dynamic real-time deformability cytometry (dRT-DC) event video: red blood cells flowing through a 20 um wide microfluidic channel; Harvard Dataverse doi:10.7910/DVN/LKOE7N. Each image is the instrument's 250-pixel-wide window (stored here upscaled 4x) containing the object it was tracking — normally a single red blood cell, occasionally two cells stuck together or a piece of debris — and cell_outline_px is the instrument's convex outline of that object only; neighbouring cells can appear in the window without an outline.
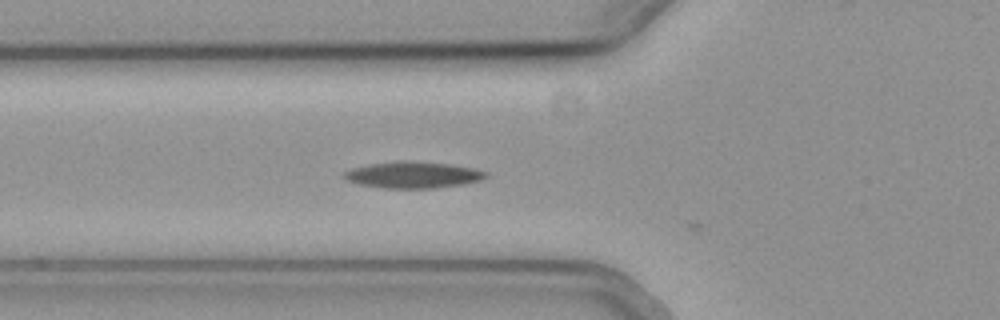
{"species": "common noctule bat (a hibernating species)", "species_latin": "Nyctalus noctula", "temperature_condition": "cold", "stored_images_in_passage": 30, "camera_frame_rate_fps": 3000, "um_per_image_px": 0.085, "animal": {"sex": "female", "body_mass_g": 19.3, "forearm_length_mm": 54.1}, "frame": {"image": 1, "passage_image": 3, "time_ms": 0.667, "image_size_px": [1000, 320], "cell_outline_px": [[488, 176], [480, 180], [464, 184], [432, 188], [384, 188], [360, 184], [348, 180], [340, 176], [344, 172], [352, 168], [368, 164], [400, 160], [448, 164], [476, 168], [488, 172]], "centroid_in_image_um": [35.11, 14.86], "position_along_channel_um": 90.7, "area_um2": 21.85}}
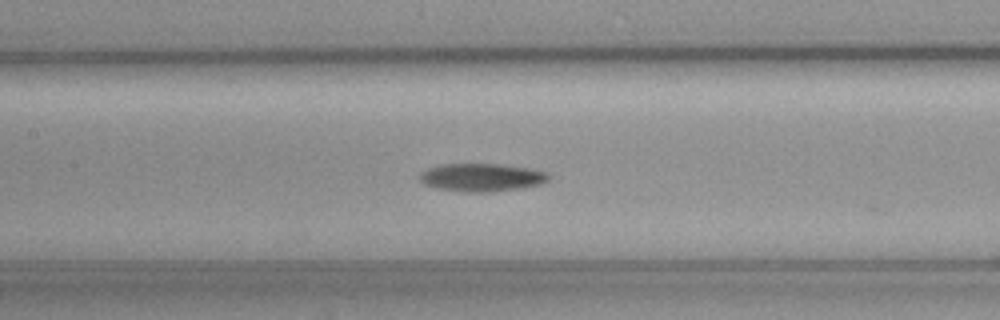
{"frame": {"image": 2, "passage_image": 9, "time_ms": 2.667, "image_size_px": [1000, 320], "cell_outline_px": [[552, 176], [548, 180], [540, 184], [520, 188], [488, 192], [468, 192], [440, 188], [424, 184], [420, 180], [420, 172], [428, 168], [444, 164], [500, 164], [528, 168], [548, 172]], "centroid_in_image_um": [40.98, 15.07], "position_along_channel_um": 166.4, "area_um2": 20.87}}
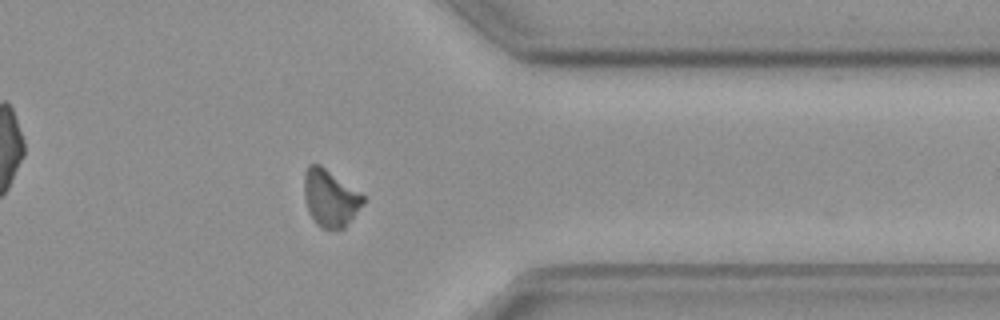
{"frame": {"image": 3, "passage_image": 27, "time_ms": 8.667, "image_size_px": [1000, 320], "cell_outline_px": [[364, 204], [344, 228], [320, 228], [316, 224], [308, 212], [304, 196], [304, 172], [308, 164], [320, 164], [364, 196]], "centroid_in_image_um": [28.03, 16.83], "position_along_channel_um": 383.4, "area_um2": 19.48}, "authors_computed_cell_mechanics": {"area_um2": 20.1144, "velocity_mm_per_s": 3.7686, "shape_relaxation_time_tau1_ms": 8.1819, "shape_relaxation_time_tau2_ms": null, "deformation_change_tau1": 0.1762, "deformation_change_tau2": null}}